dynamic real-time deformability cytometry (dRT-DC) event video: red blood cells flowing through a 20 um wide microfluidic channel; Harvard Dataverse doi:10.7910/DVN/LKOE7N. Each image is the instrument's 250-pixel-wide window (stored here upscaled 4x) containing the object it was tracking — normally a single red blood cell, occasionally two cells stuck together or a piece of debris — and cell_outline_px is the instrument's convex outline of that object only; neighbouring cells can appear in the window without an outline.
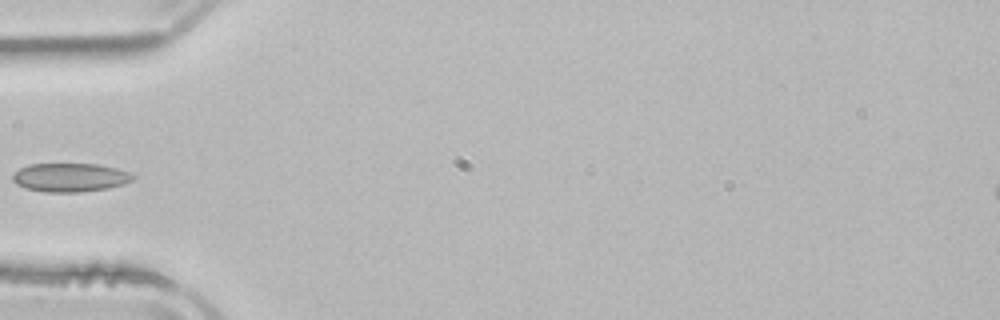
{"species": "common noctule bat (a hibernating species)", "species_latin": "Nyctalus noctula", "temperature_condition": "room temperature", "stored_images_in_passage": 3, "camera_frame_rate_fps": 3000, "um_per_image_px": 0.085, "animal": {"sex": "male", "body_mass_g": 21.5, "forearm_length_mm": 52.0}, "frame": {"image": 1, "passage_image": 3, "time_ms": 3.667, "image_size_px": [1000, 320], "cell_outline_px": [[136, 176], [132, 180], [124, 184], [108, 188], [80, 192], [44, 192], [24, 188], [16, 184], [12, 180], [12, 172], [28, 164], [96, 164], [116, 168], [128, 172]], "centroid_in_image_um": [5.91, 15.08], "position_along_channel_um": 79.1, "area_um2": 20.23}}